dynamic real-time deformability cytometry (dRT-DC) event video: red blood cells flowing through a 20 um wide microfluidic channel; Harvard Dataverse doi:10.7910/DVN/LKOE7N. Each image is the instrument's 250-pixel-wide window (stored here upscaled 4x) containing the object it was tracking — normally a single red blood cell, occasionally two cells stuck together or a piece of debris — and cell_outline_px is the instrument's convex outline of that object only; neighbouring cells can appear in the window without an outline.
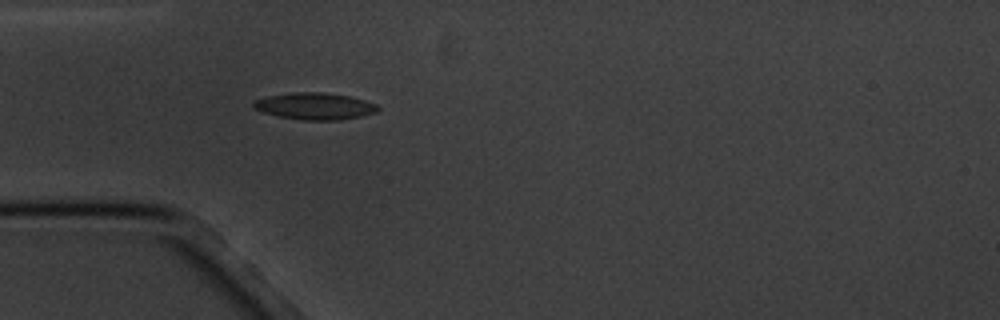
{"species": "common noctule bat (a hibernating species)", "species_latin": "Nyctalus noctula", "temperature_condition": "cold", "stored_images_in_passage": 4, "camera_frame_rate_fps": 3000, "um_per_image_px": 0.085, "animal": {"sex": "male", "body_mass_g": 20.1, "forearm_length_mm": 53.5}, "frame": {"image": 1, "passage_image": 4, "time_ms": 3.333, "image_size_px": [1000, 320], "cell_outline_px": [[380, 108], [376, 112], [360, 116], [340, 120], [300, 120], [276, 116], [260, 112], [252, 108], [252, 104], [256, 100], [268, 96], [292, 92], [324, 92], [348, 96], [364, 100], [376, 104]], "centroid_in_image_um": [26.71, 9.03], "position_along_channel_um": 58.3, "area_um2": 19.54}}